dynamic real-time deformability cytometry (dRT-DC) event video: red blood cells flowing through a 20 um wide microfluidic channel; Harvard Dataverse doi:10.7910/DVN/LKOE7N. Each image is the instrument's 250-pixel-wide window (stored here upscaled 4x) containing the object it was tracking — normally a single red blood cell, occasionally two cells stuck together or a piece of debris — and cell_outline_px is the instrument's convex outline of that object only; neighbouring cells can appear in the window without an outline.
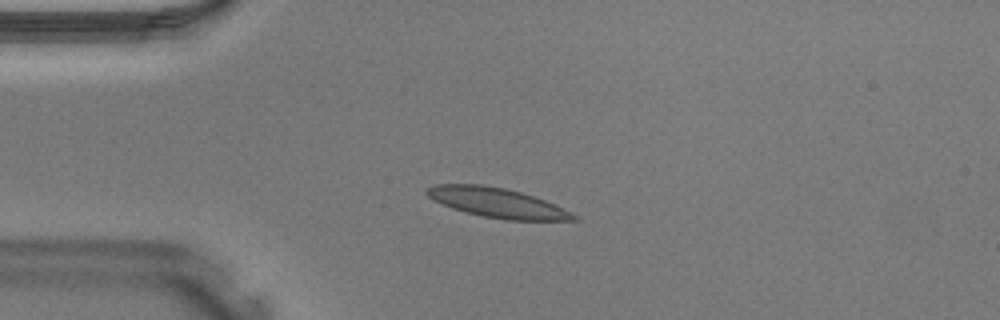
{"species": "Egyptian fruit bat (a non-hibernating species)", "species_latin": "Rousettus aegyptiacus", "temperature_condition": "warm", "stored_images_in_passage": 37, "camera_frame_rate_fps": 3000, "um_per_image_px": 0.085, "animal": {"sex": "male"}, "frame": {"image": 1, "passage_image": 10, "time_ms": 3.0, "image_size_px": [1000, 320], "cell_outline_px": [[580, 220], [508, 220], [484, 216], [464, 212], [452, 208], [432, 200], [424, 192], [432, 184], [484, 184], [504, 188], [520, 192], [544, 200], [572, 212], [580, 216]], "centroid_in_image_um": [42.25, 17.23], "position_along_channel_um": 42.8, "area_um2": 25.32}}
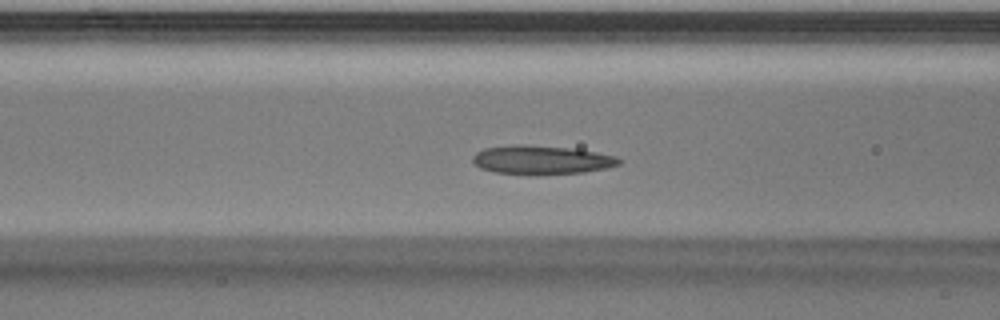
{"frame": {"image": 2, "passage_image": 16, "time_ms": 5.0, "image_size_px": [1000, 320], "cell_outline_px": [[624, 160], [620, 164], [608, 168], [584, 172], [536, 176], [496, 172], [480, 168], [472, 160], [472, 156], [476, 152], [484, 148], [512, 144], [524, 144], [572, 148], [596, 152], [616, 156]], "centroid_in_image_um": [46.05, 13.6], "position_along_channel_um": 120.6, "area_um2": 25.14}}
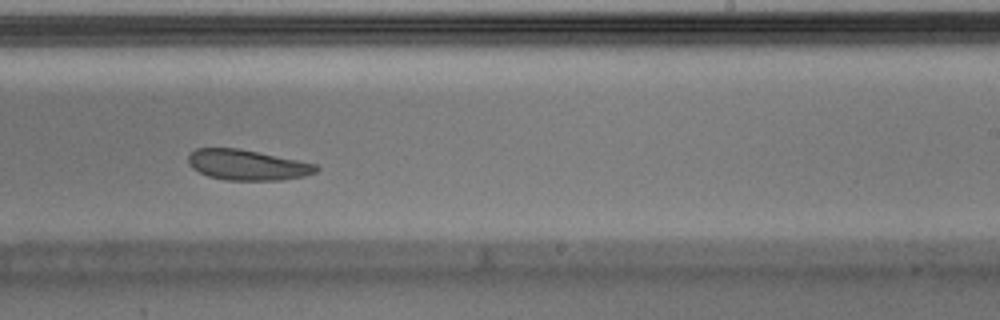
{"frame": {"image": 3, "passage_image": 25, "time_ms": 8.0, "image_size_px": [1000, 320], "cell_outline_px": [[320, 168], [316, 172], [304, 176], [280, 180], [224, 180], [208, 176], [192, 168], [188, 164], [188, 156], [196, 148], [236, 148], [316, 164]], "centroid_in_image_um": [20.99, 14.03], "position_along_channel_um": 268.0, "area_um2": 22.43}}